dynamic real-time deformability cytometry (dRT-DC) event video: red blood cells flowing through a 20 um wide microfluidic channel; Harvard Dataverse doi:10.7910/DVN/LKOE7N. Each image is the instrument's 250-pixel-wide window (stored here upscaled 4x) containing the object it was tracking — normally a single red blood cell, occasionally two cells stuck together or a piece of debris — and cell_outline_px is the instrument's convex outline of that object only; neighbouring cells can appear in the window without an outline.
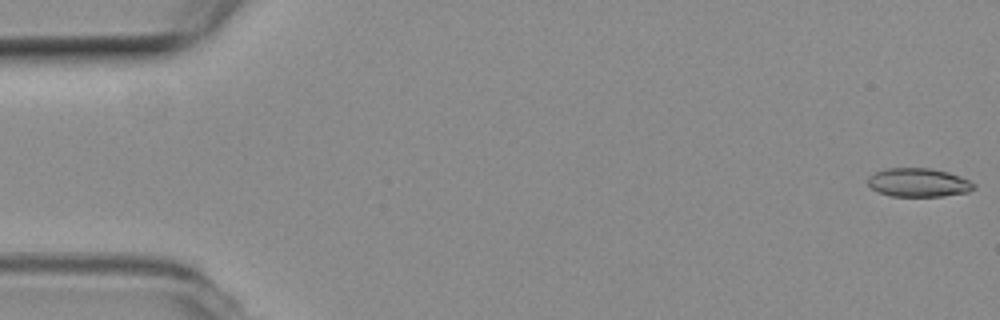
{"species": "common noctule bat (a hibernating species)", "species_latin": "Nyctalus noctula", "temperature_condition": "room temperature", "stored_images_in_passage": 55, "camera_frame_rate_fps": 3000, "um_per_image_px": 0.085, "animal": {"sex": "female", "body_mass_g": 19.3, "forearm_length_mm": 54.1}, "frame": {"image": 1, "passage_image": 1, "time_ms": 0.0, "image_size_px": [1000, 320], "cell_outline_px": [[976, 188], [968, 192], [944, 196], [892, 196], [876, 192], [868, 184], [868, 176], [884, 168], [932, 168], [948, 172], [960, 176], [976, 184]], "centroid_in_image_um": [78.07, 15.51], "position_along_channel_um": 6.9, "area_um2": 17.86}}
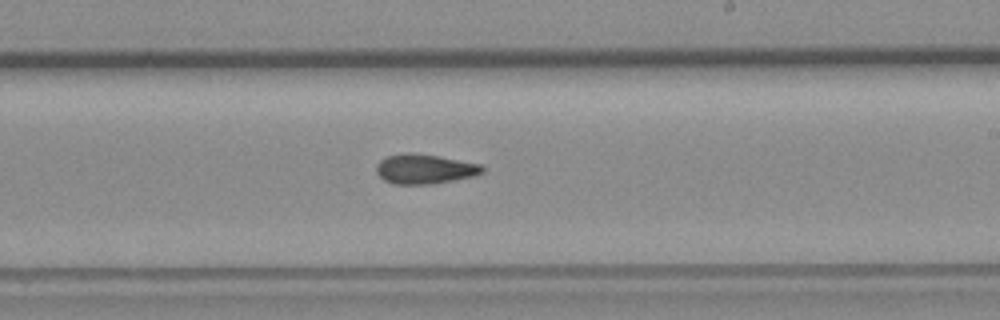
{"frame": {"image": 2, "passage_image": 32, "time_ms": 10.333, "image_size_px": [1000, 320], "cell_outline_px": [[484, 172], [476, 176], [428, 184], [392, 184], [384, 180], [376, 172], [376, 164], [380, 160], [388, 156], [404, 152], [412, 152], [440, 156], [480, 164], [484, 168]], "centroid_in_image_um": [36.08, 14.35], "position_along_channel_um": 252.9, "area_um2": 18.44}}
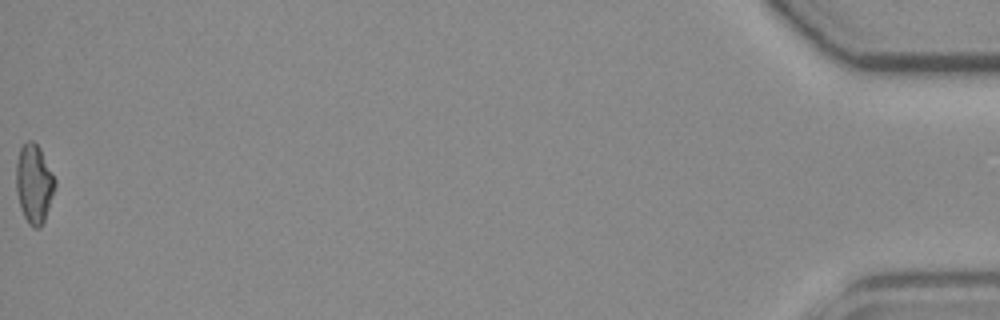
{"frame": {"image": 3, "passage_image": 55, "time_ms": 18.0, "image_size_px": [1000, 320], "cell_outline_px": [[56, 184], [44, 220], [40, 228], [32, 228], [28, 224], [20, 208], [16, 192], [16, 164], [20, 148], [28, 140], [32, 140], [40, 148], [56, 180]], "centroid_in_image_um": [2.88, 15.63], "position_along_channel_um": 432.3, "area_um2": 17.8}, "authors_computed_cell_mechanics": {"area_um2": 17.8602, "velocity_mm_per_s": 3.759, "shape_relaxation_time_tau1_ms": null, "shape_relaxation_time_tau2_ms": 6.0497, "deformation_change_tau1": null, "deformation_change_tau2": 0.1491}}